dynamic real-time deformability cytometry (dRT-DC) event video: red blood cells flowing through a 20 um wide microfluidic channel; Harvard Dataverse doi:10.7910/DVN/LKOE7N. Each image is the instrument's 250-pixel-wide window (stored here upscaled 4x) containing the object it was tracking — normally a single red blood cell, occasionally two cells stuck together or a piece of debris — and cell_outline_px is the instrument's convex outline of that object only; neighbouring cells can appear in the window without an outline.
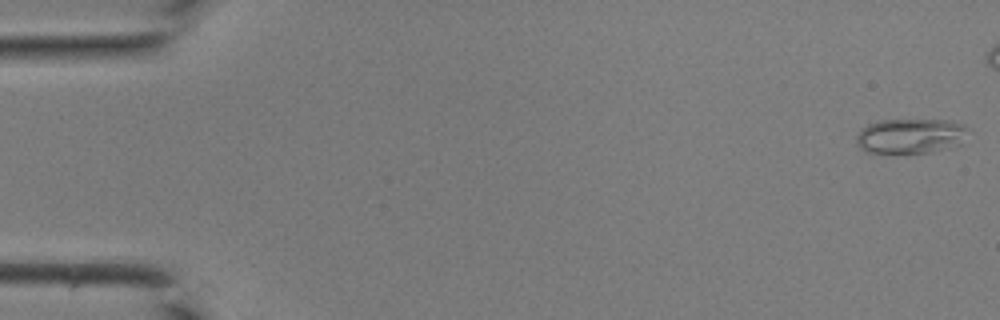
{"species": "common noctule bat (a hibernating species)", "species_latin": "Nyctalus noctula", "temperature_condition": "room temperature", "stored_images_in_passage": 39, "camera_frame_rate_fps": 3000, "um_per_image_px": 0.085, "animal": {"sex": "male", "body_mass_g": 19.0, "forearm_length_mm": 50.8}, "frame": {"image": 1, "passage_image": 1, "time_ms": 0.0, "image_size_px": [1000, 320], "cell_outline_px": [[968, 128], [960, 144], [948, 148], [932, 152], [868, 152], [860, 148], [856, 144], [856, 136], [868, 124], [880, 120], [952, 120], [964, 124]], "centroid_in_image_um": [77.41, 11.54], "position_along_channel_um": 7.6, "area_um2": 22.54}}
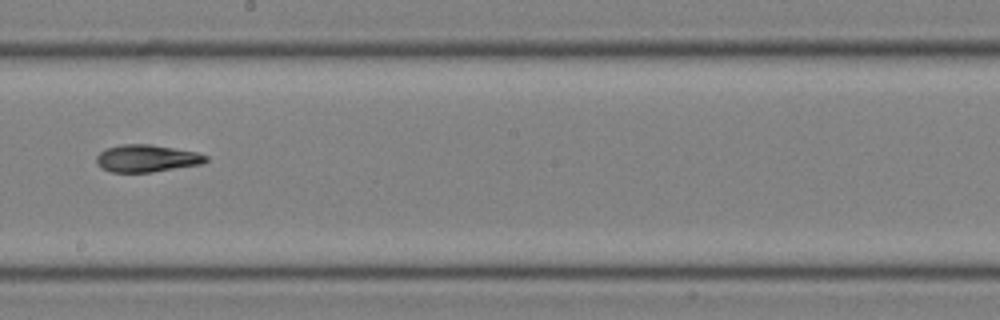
{"frame": {"image": 2, "passage_image": 25, "time_ms": 8.0, "image_size_px": [1000, 320], "cell_outline_px": [[208, 160], [200, 164], [152, 172], [112, 172], [100, 168], [96, 164], [96, 156], [100, 152], [108, 148], [120, 144], [148, 144], [196, 152], [208, 156]], "centroid_in_image_um": [12.43, 13.46], "position_along_channel_um": 235.8, "area_um2": 17.28}}
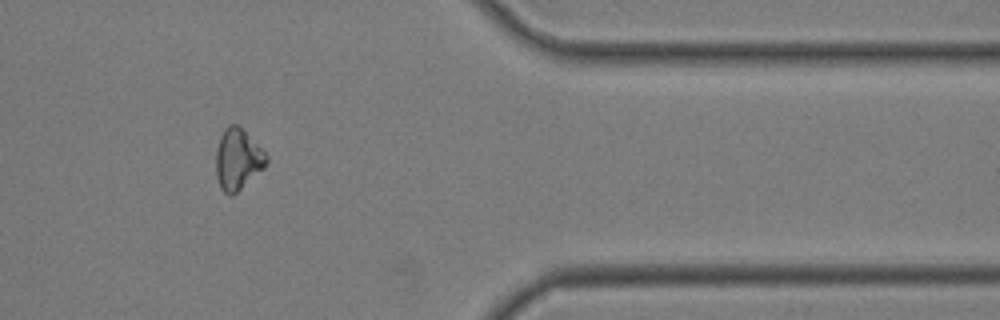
{"frame": {"image": 3, "passage_image": 36, "time_ms": 11.667, "image_size_px": [1000, 320], "cell_outline_px": [[268, 160], [264, 168], [232, 196], [228, 196], [220, 188], [216, 176], [216, 148], [220, 136], [224, 128], [228, 124], [236, 124], [268, 156]], "centroid_in_image_um": [20.17, 13.57], "position_along_channel_um": 391.2, "area_um2": 17.74}}